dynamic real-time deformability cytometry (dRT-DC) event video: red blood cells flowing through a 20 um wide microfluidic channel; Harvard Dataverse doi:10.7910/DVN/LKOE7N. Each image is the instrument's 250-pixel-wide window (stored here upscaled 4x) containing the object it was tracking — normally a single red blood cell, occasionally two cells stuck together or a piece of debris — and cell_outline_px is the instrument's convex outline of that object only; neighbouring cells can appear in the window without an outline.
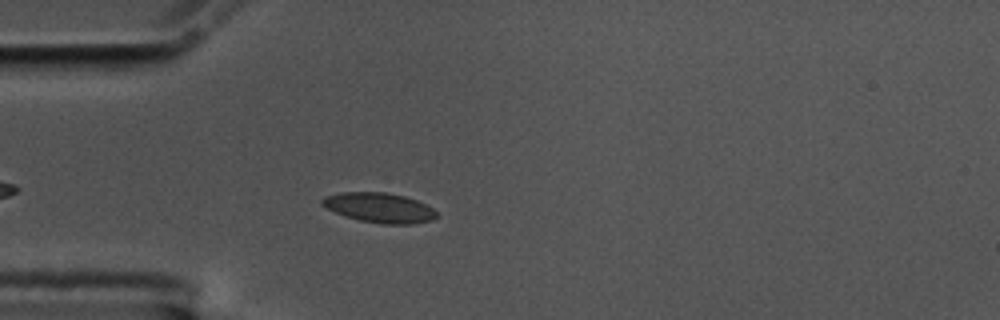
{"species": "common noctule bat (a hibernating species)", "species_latin": "Nyctalus noctula", "temperature_condition": "cold", "stored_images_in_passage": 27, "camera_frame_rate_fps": 3000, "um_per_image_px": 0.085, "animal": {"sex": "male", "body_mass_g": 17.5, "forearm_length_mm": 52.3}, "frame": {"image": 1, "passage_image": 5, "time_ms": 1.333, "image_size_px": [1000, 320], "cell_outline_px": [[436, 216], [432, 220], [412, 224], [384, 224], [360, 220], [344, 216], [320, 204], [320, 200], [324, 196], [340, 192], [384, 192], [404, 196], [416, 200], [432, 208], [436, 212]], "centroid_in_image_um": [32.21, 17.65], "position_along_channel_um": 52.8, "area_um2": 19.77}}
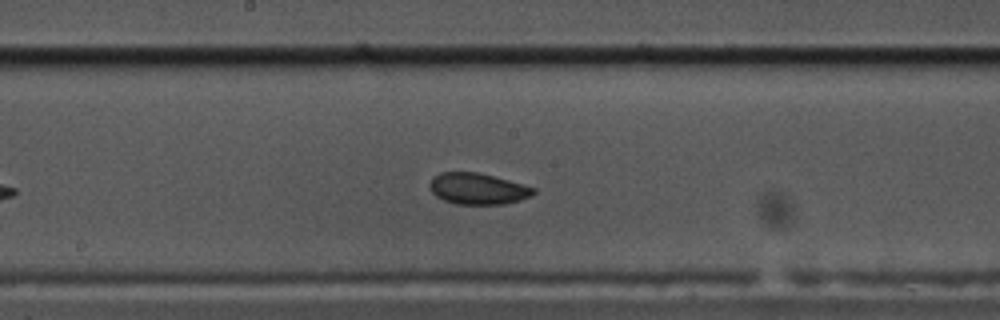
{"frame": {"image": 2, "passage_image": 19, "time_ms": 6.0, "image_size_px": [1000, 320], "cell_outline_px": [[536, 192], [532, 196], [520, 200], [504, 204], [456, 204], [444, 200], [436, 196], [432, 192], [428, 184], [432, 176], [440, 172], [476, 172], [508, 180], [536, 188]], "centroid_in_image_um": [40.59, 16.04], "position_along_channel_um": 207.6, "area_um2": 18.96}}
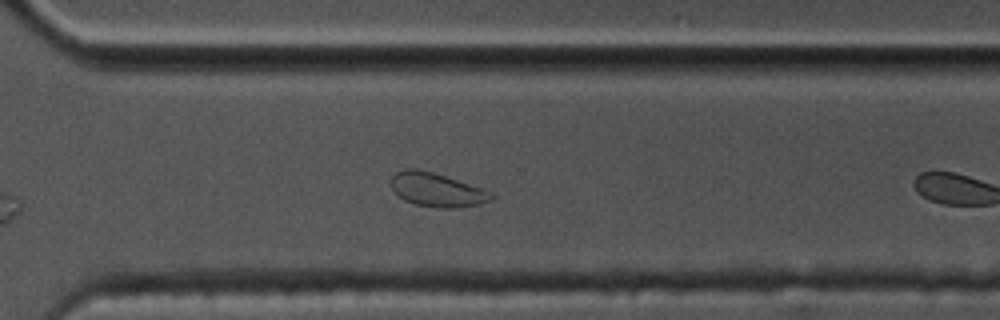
{"frame": {"image": 3, "passage_image": 26, "time_ms": 8.333, "image_size_px": [1000, 320], "cell_outline_px": [[496, 196], [492, 200], [480, 204], [460, 208], [440, 208], [416, 204], [404, 200], [392, 188], [392, 176], [396, 172], [404, 168], [420, 168], [484, 188], [492, 192]], "centroid_in_image_um": [37.19, 16.13], "position_along_channel_um": 333.4, "area_um2": 19.94}}